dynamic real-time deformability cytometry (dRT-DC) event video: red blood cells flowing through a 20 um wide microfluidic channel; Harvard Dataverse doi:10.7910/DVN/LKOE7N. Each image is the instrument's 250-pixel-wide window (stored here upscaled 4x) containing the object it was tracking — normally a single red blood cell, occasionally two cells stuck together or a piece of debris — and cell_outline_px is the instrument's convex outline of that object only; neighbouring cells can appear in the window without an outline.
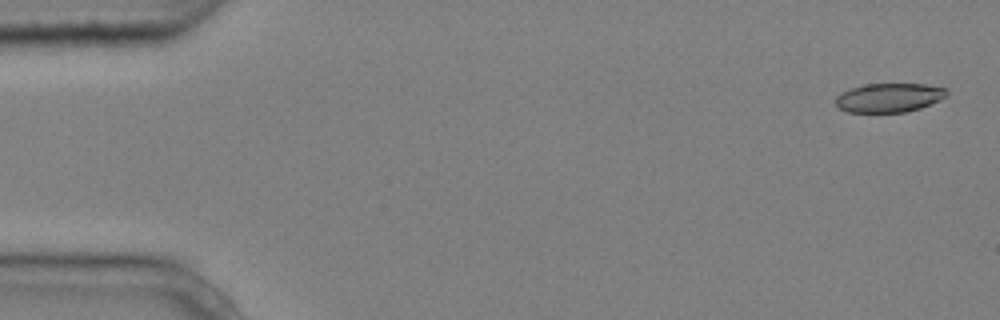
{"species": "common noctule bat (a hibernating species)", "species_latin": "Nyctalus noctula", "temperature_condition": "cold", "stored_images_in_passage": 5, "camera_frame_rate_fps": 3000, "um_per_image_px": 0.085, "animal": {"sex": "male", "body_mass_g": 20.4}, "frame": {"image": 1, "passage_image": 1, "time_ms": 0.0, "image_size_px": [1000, 320], "cell_outline_px": [[948, 96], [940, 100], [920, 108], [908, 112], [848, 112], [840, 108], [836, 104], [836, 96], [840, 92], [864, 84], [924, 84], [948, 88]], "centroid_in_image_um": [75.61, 8.3], "position_along_channel_um": 9.4, "area_um2": 18.9}}
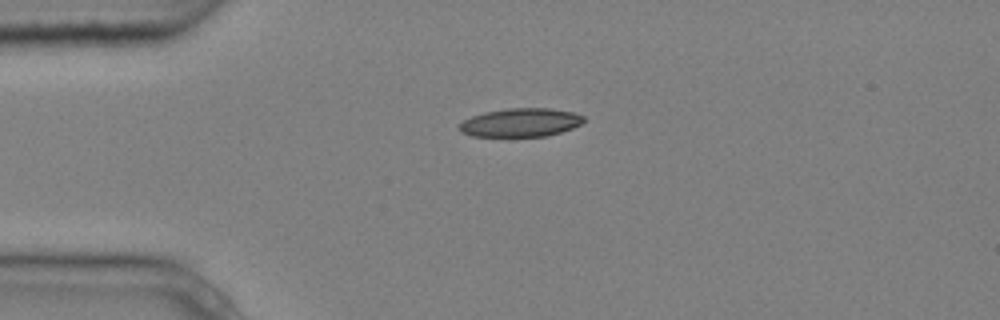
{"frame": {"image": 2, "passage_image": 4, "time_ms": 1.0, "image_size_px": [1000, 320], "cell_outline_px": [[584, 120], [580, 124], [572, 128], [548, 136], [512, 140], [504, 140], [472, 136], [460, 132], [460, 124], [464, 120], [472, 116], [484, 112], [508, 108], [548, 108], [572, 112], [584, 116]], "centroid_in_image_um": [44.19, 10.48], "position_along_channel_um": 40.8, "area_um2": 21.73}}